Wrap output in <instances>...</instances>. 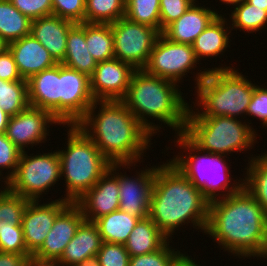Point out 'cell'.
<instances>
[{
  "label": "cell",
  "instance_id": "6da1fadb",
  "mask_svg": "<svg viewBox=\"0 0 267 266\" xmlns=\"http://www.w3.org/2000/svg\"><path fill=\"white\" fill-rule=\"evenodd\" d=\"M205 233L239 259L267 260V212L244 187L209 202Z\"/></svg>",
  "mask_w": 267,
  "mask_h": 266
},
{
  "label": "cell",
  "instance_id": "7a4b0ae2",
  "mask_svg": "<svg viewBox=\"0 0 267 266\" xmlns=\"http://www.w3.org/2000/svg\"><path fill=\"white\" fill-rule=\"evenodd\" d=\"M76 125L112 164L141 163L153 144V135L122 101H95Z\"/></svg>",
  "mask_w": 267,
  "mask_h": 266
},
{
  "label": "cell",
  "instance_id": "3957f363",
  "mask_svg": "<svg viewBox=\"0 0 267 266\" xmlns=\"http://www.w3.org/2000/svg\"><path fill=\"white\" fill-rule=\"evenodd\" d=\"M166 161L156 164L148 217L171 242L173 233L189 223L205 233L209 201L176 165Z\"/></svg>",
  "mask_w": 267,
  "mask_h": 266
},
{
  "label": "cell",
  "instance_id": "277c9868",
  "mask_svg": "<svg viewBox=\"0 0 267 266\" xmlns=\"http://www.w3.org/2000/svg\"><path fill=\"white\" fill-rule=\"evenodd\" d=\"M178 87L181 86L173 81L138 69L133 72L127 94L121 101L153 136L160 132L163 123L166 128H172L174 134H183L190 102H186Z\"/></svg>",
  "mask_w": 267,
  "mask_h": 266
},
{
  "label": "cell",
  "instance_id": "5b68a950",
  "mask_svg": "<svg viewBox=\"0 0 267 266\" xmlns=\"http://www.w3.org/2000/svg\"><path fill=\"white\" fill-rule=\"evenodd\" d=\"M221 65L211 69L198 68L199 72L192 74L195 75L196 103L190 104L187 117L228 116L239 119L244 115L243 119L247 118L248 105L257 84L240 73L239 68Z\"/></svg>",
  "mask_w": 267,
  "mask_h": 266
},
{
  "label": "cell",
  "instance_id": "8992f818",
  "mask_svg": "<svg viewBox=\"0 0 267 266\" xmlns=\"http://www.w3.org/2000/svg\"><path fill=\"white\" fill-rule=\"evenodd\" d=\"M174 137L177 139H174L176 147L184 150L178 152L170 161L209 202L238 193L243 188V178L239 177V180L232 182L231 167H229L231 165L227 163V156L200 150L184 134H177Z\"/></svg>",
  "mask_w": 267,
  "mask_h": 266
},
{
  "label": "cell",
  "instance_id": "52a82bcc",
  "mask_svg": "<svg viewBox=\"0 0 267 266\" xmlns=\"http://www.w3.org/2000/svg\"><path fill=\"white\" fill-rule=\"evenodd\" d=\"M67 128V146L57 152L61 179H64L66 187V195L62 198L75 203L96 184L112 163L77 125H68Z\"/></svg>",
  "mask_w": 267,
  "mask_h": 266
},
{
  "label": "cell",
  "instance_id": "ba28073f",
  "mask_svg": "<svg viewBox=\"0 0 267 266\" xmlns=\"http://www.w3.org/2000/svg\"><path fill=\"white\" fill-rule=\"evenodd\" d=\"M242 121L228 116L187 117L183 134L202 151L224 156L243 153L254 148L258 133L250 120Z\"/></svg>",
  "mask_w": 267,
  "mask_h": 266
},
{
  "label": "cell",
  "instance_id": "9c48e42d",
  "mask_svg": "<svg viewBox=\"0 0 267 266\" xmlns=\"http://www.w3.org/2000/svg\"><path fill=\"white\" fill-rule=\"evenodd\" d=\"M27 153L21 152L16 173L6 186L28 200H41L40 197L48 194L49 188L55 187L61 179L59 154L57 149L38 155L32 153L28 156Z\"/></svg>",
  "mask_w": 267,
  "mask_h": 266
},
{
  "label": "cell",
  "instance_id": "30bf717a",
  "mask_svg": "<svg viewBox=\"0 0 267 266\" xmlns=\"http://www.w3.org/2000/svg\"><path fill=\"white\" fill-rule=\"evenodd\" d=\"M111 28L115 58L130 64L136 70L144 69L161 33L155 28L132 22L126 17L111 23Z\"/></svg>",
  "mask_w": 267,
  "mask_h": 266
},
{
  "label": "cell",
  "instance_id": "8fae6325",
  "mask_svg": "<svg viewBox=\"0 0 267 266\" xmlns=\"http://www.w3.org/2000/svg\"><path fill=\"white\" fill-rule=\"evenodd\" d=\"M198 64L201 63L197 60L192 45L170 41L160 34L144 70L150 75L173 81L179 85L190 70V74L195 73L192 71L197 69Z\"/></svg>",
  "mask_w": 267,
  "mask_h": 266
},
{
  "label": "cell",
  "instance_id": "7c38bea8",
  "mask_svg": "<svg viewBox=\"0 0 267 266\" xmlns=\"http://www.w3.org/2000/svg\"><path fill=\"white\" fill-rule=\"evenodd\" d=\"M133 164H111L109 169L119 179V209L132 216L144 219L149 216L150 197L155 178L156 165L143 167V170H136V175L127 176L126 172H120V169H130ZM122 167V168H121ZM147 168V169H146ZM118 169V170H117ZM118 171V172H117Z\"/></svg>",
  "mask_w": 267,
  "mask_h": 266
},
{
  "label": "cell",
  "instance_id": "4fadbf2b",
  "mask_svg": "<svg viewBox=\"0 0 267 266\" xmlns=\"http://www.w3.org/2000/svg\"><path fill=\"white\" fill-rule=\"evenodd\" d=\"M94 102L90 90V77L60 63L61 125H76Z\"/></svg>",
  "mask_w": 267,
  "mask_h": 266
},
{
  "label": "cell",
  "instance_id": "5bb4252c",
  "mask_svg": "<svg viewBox=\"0 0 267 266\" xmlns=\"http://www.w3.org/2000/svg\"><path fill=\"white\" fill-rule=\"evenodd\" d=\"M53 124L61 126L49 111L29 106L15 116H10L5 135L23 152L26 148L31 149L28 147L45 143Z\"/></svg>",
  "mask_w": 267,
  "mask_h": 266
},
{
  "label": "cell",
  "instance_id": "9a60e30c",
  "mask_svg": "<svg viewBox=\"0 0 267 266\" xmlns=\"http://www.w3.org/2000/svg\"><path fill=\"white\" fill-rule=\"evenodd\" d=\"M40 201L29 200L22 216L25 246L31 255L42 247L56 217L71 203L63 198L42 204Z\"/></svg>",
  "mask_w": 267,
  "mask_h": 266
},
{
  "label": "cell",
  "instance_id": "2e32d148",
  "mask_svg": "<svg viewBox=\"0 0 267 266\" xmlns=\"http://www.w3.org/2000/svg\"><path fill=\"white\" fill-rule=\"evenodd\" d=\"M135 70L116 58L97 62L90 77V90L95 101H121L127 94Z\"/></svg>",
  "mask_w": 267,
  "mask_h": 266
},
{
  "label": "cell",
  "instance_id": "e0dca14e",
  "mask_svg": "<svg viewBox=\"0 0 267 266\" xmlns=\"http://www.w3.org/2000/svg\"><path fill=\"white\" fill-rule=\"evenodd\" d=\"M84 220L81 208L76 203H70L56 217L42 247L33 256L56 263Z\"/></svg>",
  "mask_w": 267,
  "mask_h": 266
},
{
  "label": "cell",
  "instance_id": "ac0fdd59",
  "mask_svg": "<svg viewBox=\"0 0 267 266\" xmlns=\"http://www.w3.org/2000/svg\"><path fill=\"white\" fill-rule=\"evenodd\" d=\"M119 179L108 169L106 173L75 203L85 220L96 219L119 209Z\"/></svg>",
  "mask_w": 267,
  "mask_h": 266
},
{
  "label": "cell",
  "instance_id": "d6986e66",
  "mask_svg": "<svg viewBox=\"0 0 267 266\" xmlns=\"http://www.w3.org/2000/svg\"><path fill=\"white\" fill-rule=\"evenodd\" d=\"M27 83L29 105L49 111L60 122V63L32 75Z\"/></svg>",
  "mask_w": 267,
  "mask_h": 266
},
{
  "label": "cell",
  "instance_id": "ffe728a7",
  "mask_svg": "<svg viewBox=\"0 0 267 266\" xmlns=\"http://www.w3.org/2000/svg\"><path fill=\"white\" fill-rule=\"evenodd\" d=\"M195 1L188 10L173 23L168 25L162 35L168 40L193 45L197 36L219 15L217 9L198 5Z\"/></svg>",
  "mask_w": 267,
  "mask_h": 266
},
{
  "label": "cell",
  "instance_id": "44dd1931",
  "mask_svg": "<svg viewBox=\"0 0 267 266\" xmlns=\"http://www.w3.org/2000/svg\"><path fill=\"white\" fill-rule=\"evenodd\" d=\"M7 48L12 53L18 71L25 80L58 64L32 34L7 44Z\"/></svg>",
  "mask_w": 267,
  "mask_h": 266
},
{
  "label": "cell",
  "instance_id": "7402d4cb",
  "mask_svg": "<svg viewBox=\"0 0 267 266\" xmlns=\"http://www.w3.org/2000/svg\"><path fill=\"white\" fill-rule=\"evenodd\" d=\"M75 23L56 15L32 20L31 34L48 50L57 63L64 60L67 35Z\"/></svg>",
  "mask_w": 267,
  "mask_h": 266
},
{
  "label": "cell",
  "instance_id": "603a6c76",
  "mask_svg": "<svg viewBox=\"0 0 267 266\" xmlns=\"http://www.w3.org/2000/svg\"><path fill=\"white\" fill-rule=\"evenodd\" d=\"M102 242L95 223L84 220L55 264L56 266H75L87 257L97 255Z\"/></svg>",
  "mask_w": 267,
  "mask_h": 266
},
{
  "label": "cell",
  "instance_id": "cb8c5ba5",
  "mask_svg": "<svg viewBox=\"0 0 267 266\" xmlns=\"http://www.w3.org/2000/svg\"><path fill=\"white\" fill-rule=\"evenodd\" d=\"M229 19L227 17L219 15L203 30L196 38L193 43V50L197 57V60H207L206 58L211 59V57H217L220 54L225 53L227 47L230 48V36L231 27ZM230 29V30H229ZM230 44V45H229ZM201 59V60H200Z\"/></svg>",
  "mask_w": 267,
  "mask_h": 266
},
{
  "label": "cell",
  "instance_id": "d4e9b609",
  "mask_svg": "<svg viewBox=\"0 0 267 266\" xmlns=\"http://www.w3.org/2000/svg\"><path fill=\"white\" fill-rule=\"evenodd\" d=\"M64 66L91 77L97 61L89 53L85 41V22L75 23L69 30L66 41Z\"/></svg>",
  "mask_w": 267,
  "mask_h": 266
},
{
  "label": "cell",
  "instance_id": "484cf974",
  "mask_svg": "<svg viewBox=\"0 0 267 266\" xmlns=\"http://www.w3.org/2000/svg\"><path fill=\"white\" fill-rule=\"evenodd\" d=\"M168 239L149 218L140 219L124 244L130 257L151 253L162 248Z\"/></svg>",
  "mask_w": 267,
  "mask_h": 266
},
{
  "label": "cell",
  "instance_id": "4316f807",
  "mask_svg": "<svg viewBox=\"0 0 267 266\" xmlns=\"http://www.w3.org/2000/svg\"><path fill=\"white\" fill-rule=\"evenodd\" d=\"M140 218L117 209L94 221L103 242L125 244Z\"/></svg>",
  "mask_w": 267,
  "mask_h": 266
},
{
  "label": "cell",
  "instance_id": "83f0119b",
  "mask_svg": "<svg viewBox=\"0 0 267 266\" xmlns=\"http://www.w3.org/2000/svg\"><path fill=\"white\" fill-rule=\"evenodd\" d=\"M251 157V159H250ZM248 166L243 178V187L254 197V199L267 212V151L253 157H247Z\"/></svg>",
  "mask_w": 267,
  "mask_h": 266
},
{
  "label": "cell",
  "instance_id": "f1b7e54d",
  "mask_svg": "<svg viewBox=\"0 0 267 266\" xmlns=\"http://www.w3.org/2000/svg\"><path fill=\"white\" fill-rule=\"evenodd\" d=\"M31 22L9 0H0V37L7 44L31 34Z\"/></svg>",
  "mask_w": 267,
  "mask_h": 266
},
{
  "label": "cell",
  "instance_id": "f546056e",
  "mask_svg": "<svg viewBox=\"0 0 267 266\" xmlns=\"http://www.w3.org/2000/svg\"><path fill=\"white\" fill-rule=\"evenodd\" d=\"M85 41L97 62L115 58L111 24L85 23Z\"/></svg>",
  "mask_w": 267,
  "mask_h": 266
},
{
  "label": "cell",
  "instance_id": "4dcf8cb0",
  "mask_svg": "<svg viewBox=\"0 0 267 266\" xmlns=\"http://www.w3.org/2000/svg\"><path fill=\"white\" fill-rule=\"evenodd\" d=\"M230 8L229 22L231 30L250 33H258L267 24V11L247 3L245 0L239 5ZM250 32V33H249Z\"/></svg>",
  "mask_w": 267,
  "mask_h": 266
},
{
  "label": "cell",
  "instance_id": "1f68e13d",
  "mask_svg": "<svg viewBox=\"0 0 267 266\" xmlns=\"http://www.w3.org/2000/svg\"><path fill=\"white\" fill-rule=\"evenodd\" d=\"M126 0H86L85 23L111 24L125 17Z\"/></svg>",
  "mask_w": 267,
  "mask_h": 266
},
{
  "label": "cell",
  "instance_id": "d6a6232c",
  "mask_svg": "<svg viewBox=\"0 0 267 266\" xmlns=\"http://www.w3.org/2000/svg\"><path fill=\"white\" fill-rule=\"evenodd\" d=\"M27 81H6L0 79V108L9 116L29 107Z\"/></svg>",
  "mask_w": 267,
  "mask_h": 266
},
{
  "label": "cell",
  "instance_id": "836d02e7",
  "mask_svg": "<svg viewBox=\"0 0 267 266\" xmlns=\"http://www.w3.org/2000/svg\"><path fill=\"white\" fill-rule=\"evenodd\" d=\"M160 0H126L125 17L160 32Z\"/></svg>",
  "mask_w": 267,
  "mask_h": 266
},
{
  "label": "cell",
  "instance_id": "e575fe53",
  "mask_svg": "<svg viewBox=\"0 0 267 266\" xmlns=\"http://www.w3.org/2000/svg\"><path fill=\"white\" fill-rule=\"evenodd\" d=\"M29 200L12 192L6 185L0 189V217L6 224H22V216Z\"/></svg>",
  "mask_w": 267,
  "mask_h": 266
},
{
  "label": "cell",
  "instance_id": "d590c367",
  "mask_svg": "<svg viewBox=\"0 0 267 266\" xmlns=\"http://www.w3.org/2000/svg\"><path fill=\"white\" fill-rule=\"evenodd\" d=\"M169 243L170 240L162 248L151 253L130 257L129 266H175L183 253Z\"/></svg>",
  "mask_w": 267,
  "mask_h": 266
},
{
  "label": "cell",
  "instance_id": "8d00e7d4",
  "mask_svg": "<svg viewBox=\"0 0 267 266\" xmlns=\"http://www.w3.org/2000/svg\"><path fill=\"white\" fill-rule=\"evenodd\" d=\"M0 252L31 255L25 246L22 224H6L2 220V229L0 232Z\"/></svg>",
  "mask_w": 267,
  "mask_h": 266
},
{
  "label": "cell",
  "instance_id": "74e56055",
  "mask_svg": "<svg viewBox=\"0 0 267 266\" xmlns=\"http://www.w3.org/2000/svg\"><path fill=\"white\" fill-rule=\"evenodd\" d=\"M21 152L22 151L6 137L5 133L0 134V179L4 178V181H1L4 185L15 175ZM5 169L8 172H6L7 175L4 177V173L2 172Z\"/></svg>",
  "mask_w": 267,
  "mask_h": 266
},
{
  "label": "cell",
  "instance_id": "f35d334b",
  "mask_svg": "<svg viewBox=\"0 0 267 266\" xmlns=\"http://www.w3.org/2000/svg\"><path fill=\"white\" fill-rule=\"evenodd\" d=\"M97 256L101 266H129L130 255L124 244L102 242Z\"/></svg>",
  "mask_w": 267,
  "mask_h": 266
},
{
  "label": "cell",
  "instance_id": "ab89813d",
  "mask_svg": "<svg viewBox=\"0 0 267 266\" xmlns=\"http://www.w3.org/2000/svg\"><path fill=\"white\" fill-rule=\"evenodd\" d=\"M53 15L74 23L85 22L86 0H51Z\"/></svg>",
  "mask_w": 267,
  "mask_h": 266
},
{
  "label": "cell",
  "instance_id": "60d3db41",
  "mask_svg": "<svg viewBox=\"0 0 267 266\" xmlns=\"http://www.w3.org/2000/svg\"><path fill=\"white\" fill-rule=\"evenodd\" d=\"M198 0H160V33Z\"/></svg>",
  "mask_w": 267,
  "mask_h": 266
},
{
  "label": "cell",
  "instance_id": "b9f144b4",
  "mask_svg": "<svg viewBox=\"0 0 267 266\" xmlns=\"http://www.w3.org/2000/svg\"><path fill=\"white\" fill-rule=\"evenodd\" d=\"M23 15L31 20L53 15L51 0H9Z\"/></svg>",
  "mask_w": 267,
  "mask_h": 266
},
{
  "label": "cell",
  "instance_id": "7bdbcfd3",
  "mask_svg": "<svg viewBox=\"0 0 267 266\" xmlns=\"http://www.w3.org/2000/svg\"><path fill=\"white\" fill-rule=\"evenodd\" d=\"M247 115L259 119L262 127L267 128V88L256 85L248 105Z\"/></svg>",
  "mask_w": 267,
  "mask_h": 266
},
{
  "label": "cell",
  "instance_id": "ee69618b",
  "mask_svg": "<svg viewBox=\"0 0 267 266\" xmlns=\"http://www.w3.org/2000/svg\"><path fill=\"white\" fill-rule=\"evenodd\" d=\"M0 79L6 81H27L20 75L13 55L8 48L0 54Z\"/></svg>",
  "mask_w": 267,
  "mask_h": 266
},
{
  "label": "cell",
  "instance_id": "f6af8a7d",
  "mask_svg": "<svg viewBox=\"0 0 267 266\" xmlns=\"http://www.w3.org/2000/svg\"><path fill=\"white\" fill-rule=\"evenodd\" d=\"M29 256L32 255L0 252V266H23Z\"/></svg>",
  "mask_w": 267,
  "mask_h": 266
},
{
  "label": "cell",
  "instance_id": "bcb514c9",
  "mask_svg": "<svg viewBox=\"0 0 267 266\" xmlns=\"http://www.w3.org/2000/svg\"><path fill=\"white\" fill-rule=\"evenodd\" d=\"M23 266H56V264L49 260L38 259L32 255L27 257Z\"/></svg>",
  "mask_w": 267,
  "mask_h": 266
},
{
  "label": "cell",
  "instance_id": "7dc6e473",
  "mask_svg": "<svg viewBox=\"0 0 267 266\" xmlns=\"http://www.w3.org/2000/svg\"><path fill=\"white\" fill-rule=\"evenodd\" d=\"M190 257L191 255L189 256L188 253H184L176 262L175 266H201L200 264H197L195 258L193 259L192 257Z\"/></svg>",
  "mask_w": 267,
  "mask_h": 266
},
{
  "label": "cell",
  "instance_id": "c3c4849f",
  "mask_svg": "<svg viewBox=\"0 0 267 266\" xmlns=\"http://www.w3.org/2000/svg\"><path fill=\"white\" fill-rule=\"evenodd\" d=\"M75 266H101L97 255L87 257Z\"/></svg>",
  "mask_w": 267,
  "mask_h": 266
},
{
  "label": "cell",
  "instance_id": "681fc988",
  "mask_svg": "<svg viewBox=\"0 0 267 266\" xmlns=\"http://www.w3.org/2000/svg\"><path fill=\"white\" fill-rule=\"evenodd\" d=\"M10 116L0 108V134L5 133Z\"/></svg>",
  "mask_w": 267,
  "mask_h": 266
},
{
  "label": "cell",
  "instance_id": "f907efd6",
  "mask_svg": "<svg viewBox=\"0 0 267 266\" xmlns=\"http://www.w3.org/2000/svg\"><path fill=\"white\" fill-rule=\"evenodd\" d=\"M247 3L267 11V0H245Z\"/></svg>",
  "mask_w": 267,
  "mask_h": 266
},
{
  "label": "cell",
  "instance_id": "816d5d0a",
  "mask_svg": "<svg viewBox=\"0 0 267 266\" xmlns=\"http://www.w3.org/2000/svg\"><path fill=\"white\" fill-rule=\"evenodd\" d=\"M222 4L225 3V5L229 6L231 5V8L232 6H236V5H239L241 2H243L244 0H219Z\"/></svg>",
  "mask_w": 267,
  "mask_h": 266
},
{
  "label": "cell",
  "instance_id": "f5cc1de1",
  "mask_svg": "<svg viewBox=\"0 0 267 266\" xmlns=\"http://www.w3.org/2000/svg\"><path fill=\"white\" fill-rule=\"evenodd\" d=\"M7 49V43L0 37V54Z\"/></svg>",
  "mask_w": 267,
  "mask_h": 266
},
{
  "label": "cell",
  "instance_id": "db71d44e",
  "mask_svg": "<svg viewBox=\"0 0 267 266\" xmlns=\"http://www.w3.org/2000/svg\"><path fill=\"white\" fill-rule=\"evenodd\" d=\"M1 229H2V220H1V217H0V232H1Z\"/></svg>",
  "mask_w": 267,
  "mask_h": 266
}]
</instances>
